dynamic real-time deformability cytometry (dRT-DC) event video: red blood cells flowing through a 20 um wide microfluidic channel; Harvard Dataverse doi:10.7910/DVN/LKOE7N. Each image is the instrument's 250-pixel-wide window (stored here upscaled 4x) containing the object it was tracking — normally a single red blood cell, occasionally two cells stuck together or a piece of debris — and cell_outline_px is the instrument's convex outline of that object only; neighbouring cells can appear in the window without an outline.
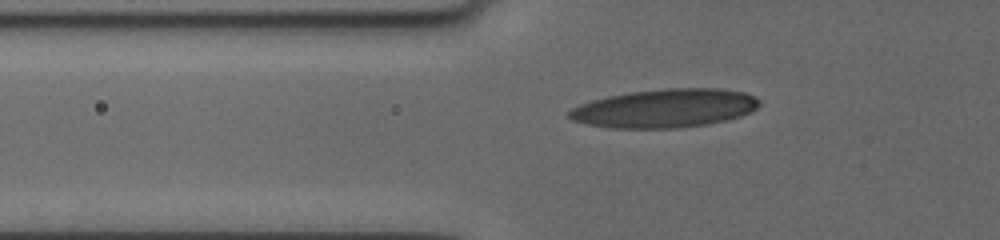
{"species": "human", "species_latin": "Homo sapiens", "temperature_condition": "cold", "stored_images_in_passage": 5, "camera_frame_rate_fps": 3000, "um_per_image_px": 0.085, "donor": {"sex": "female"}, "frame": {"image": 1, "passage_image": 3, "time_ms": 0.333, "image_size_px": [1000, 240], "cell_outline_px": [[760, 104], [752, 112], [740, 116], [708, 124], [676, 128], [612, 128], [588, 124], [572, 120], [568, 116], [568, 112], [572, 108], [580, 104], [592, 100], [608, 96], [628, 92], [664, 88], [720, 88], [744, 92], [756, 96], [760, 100]], "centroid_in_image_um": [56.54, 9.19], "position_along_channel_um": 69.3, "area_um2": 42.89}}